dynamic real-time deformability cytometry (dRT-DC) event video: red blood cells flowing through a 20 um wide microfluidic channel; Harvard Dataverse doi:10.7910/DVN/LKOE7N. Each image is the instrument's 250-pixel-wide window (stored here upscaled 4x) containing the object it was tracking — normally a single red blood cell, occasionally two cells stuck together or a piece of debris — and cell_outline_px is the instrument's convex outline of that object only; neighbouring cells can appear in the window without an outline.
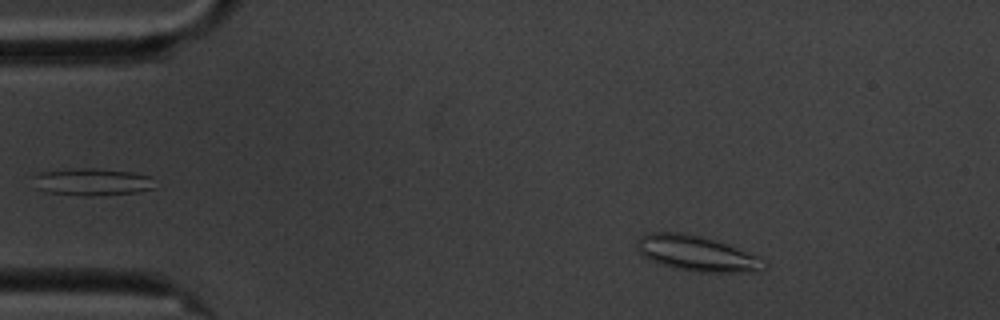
{"species": "common noctule bat (a hibernating species)", "species_latin": "Nyctalus noctula", "temperature_condition": "cold", "stored_images_in_passage": 57, "camera_frame_rate_fps": 3000, "um_per_image_px": 0.085, "animal": {"sex": "male", "body_mass_g": 20.1, "forearm_length_mm": 53.5}, "frame": {"image": 1, "passage_image": 7, "time_ms": 2.0, "image_size_px": [1000, 320], "cell_outline_px": [[768, 268], [756, 272], [696, 272], [676, 268], [652, 260], [644, 256], [636, 248], [636, 240], [648, 232], [688, 232], [720, 240], [760, 256], [768, 264]], "centroid_in_image_um": [59.32, 21.52], "position_along_channel_um": 25.7, "area_um2": 26.82}}
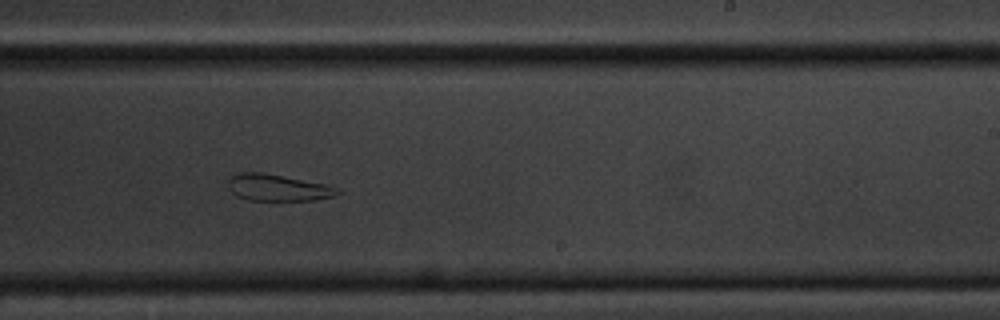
{"frame": {"image": 2, "passage_image": 34, "time_ms": 11.0, "image_size_px": [1000, 320], "cell_outline_px": [[340, 192], [336, 196], [316, 200], [248, 200], [236, 196], [228, 188], [228, 180], [236, 172], [264, 172], [328, 184], [340, 188]], "centroid_in_image_um": [23.64, 15.94], "position_along_channel_um": 265.4, "area_um2": 17.34}}
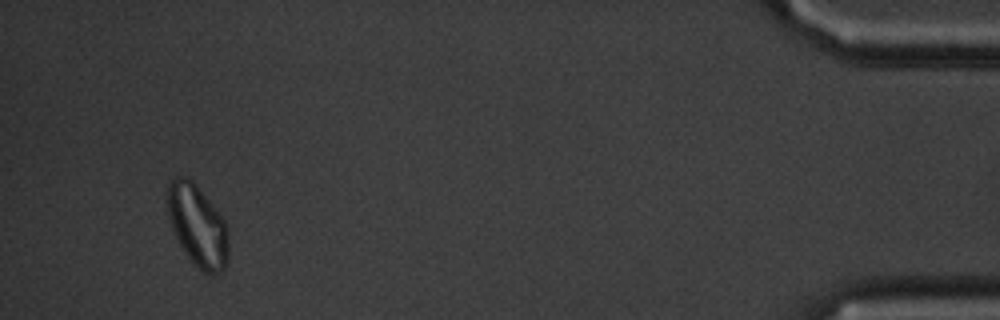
{"frame": {"image": 3, "passage_image": 54, "time_ms": 17.667, "image_size_px": [1000, 320], "cell_outline_px": [[228, 264], [220, 272], [212, 276], [204, 272], [188, 260], [172, 232], [168, 216], [168, 180], [172, 176], [184, 176], [192, 180], [216, 208], [224, 220], [228, 228]], "centroid_in_image_um": [16.78, 19.2], "position_along_channel_um": 418.4, "area_um2": 29.65}, "authors_computed_cell_mechanics": {"area_um2": 23.3512, "velocity_mm_per_s": 3.3774, "shape_relaxation_time_tau1_ms": null, "shape_relaxation_time_tau2_ms": 2.675, "deformation_change_tau1": null, "deformation_change_tau2": 0.0998}}